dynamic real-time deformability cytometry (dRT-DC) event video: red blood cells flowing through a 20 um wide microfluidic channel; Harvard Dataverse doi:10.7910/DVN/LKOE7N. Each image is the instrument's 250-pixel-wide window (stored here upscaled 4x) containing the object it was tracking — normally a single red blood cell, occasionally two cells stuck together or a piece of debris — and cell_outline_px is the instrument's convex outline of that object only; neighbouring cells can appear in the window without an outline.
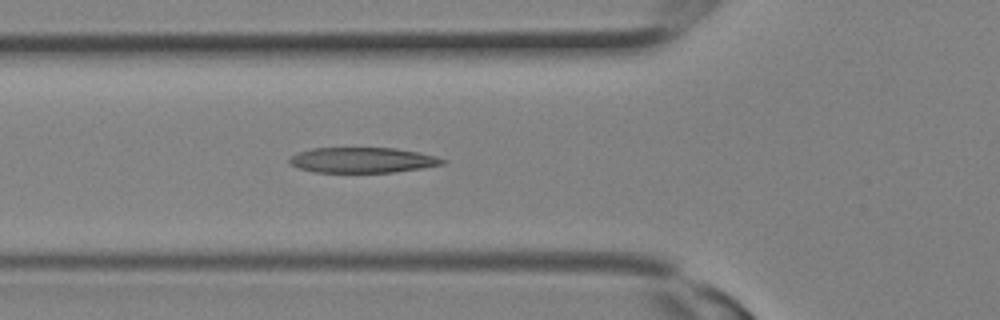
{"species": "Egyptian fruit bat (a non-hibernating species)", "species_latin": "Rousettus aegyptiacus", "temperature_condition": "room temperature", "stored_images_in_passage": 11, "camera_frame_rate_fps": 3000, "um_per_image_px": 0.085, "animal": {"sex": "female"}, "frame": {"image": 1, "passage_image": 11, "time_ms": 3.333, "image_size_px": [1000, 320], "cell_outline_px": [[448, 160], [444, 164], [420, 168], [392, 172], [312, 172], [288, 164], [288, 160], [296, 152], [312, 148], [396, 148], [420, 152], [436, 156]], "centroid_in_image_um": [30.8, 13.6], "position_along_channel_um": 95.0, "area_um2": 22.72}}